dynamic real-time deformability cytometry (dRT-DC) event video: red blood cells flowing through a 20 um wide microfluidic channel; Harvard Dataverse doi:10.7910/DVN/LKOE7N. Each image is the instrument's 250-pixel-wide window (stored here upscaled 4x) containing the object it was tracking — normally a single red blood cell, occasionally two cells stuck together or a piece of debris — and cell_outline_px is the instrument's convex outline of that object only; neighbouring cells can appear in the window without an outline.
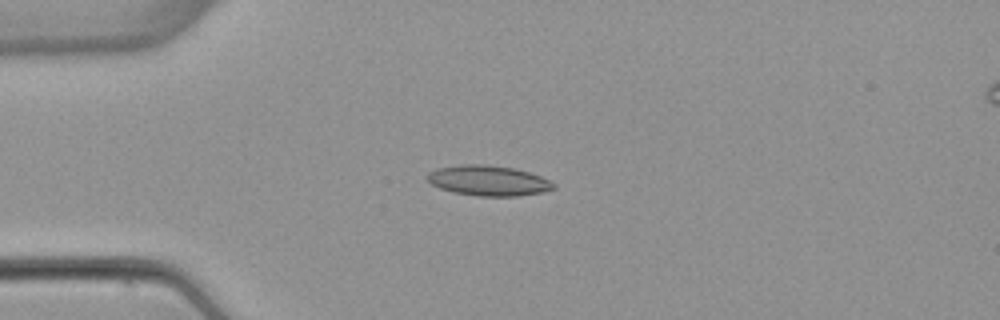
{"species": "common noctule bat (a hibernating species)", "species_latin": "Nyctalus noctula", "temperature_condition": "warm", "stored_images_in_passage": 5, "camera_frame_rate_fps": 3000, "um_per_image_px": 0.085, "animal": {"sex": "female", "body_mass_g": 22.7, "forearm_length_mm": 54.2}, "frame": {"image": 1, "passage_image": 4, "time_ms": 3.333, "image_size_px": [1000, 320], "cell_outline_px": [[556, 188], [544, 192], [520, 196], [476, 196], [452, 192], [440, 188], [432, 184], [424, 176], [428, 172], [436, 168], [460, 164], [484, 164], [512, 168], [528, 172], [540, 176], [556, 184]], "centroid_in_image_um": [41.48, 15.35], "position_along_channel_um": 43.5, "area_um2": 22.48}}